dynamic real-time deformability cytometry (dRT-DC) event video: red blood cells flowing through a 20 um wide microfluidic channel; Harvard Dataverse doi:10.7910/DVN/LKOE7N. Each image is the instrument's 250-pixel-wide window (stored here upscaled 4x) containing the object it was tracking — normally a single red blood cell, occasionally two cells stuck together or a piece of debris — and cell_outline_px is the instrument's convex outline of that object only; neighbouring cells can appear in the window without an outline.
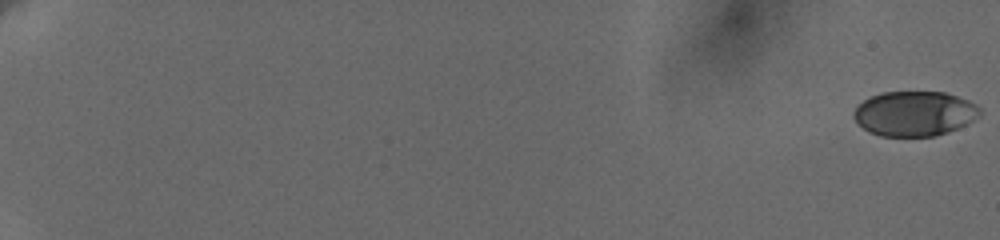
{"species": "human", "species_latin": "Homo sapiens", "temperature_condition": "cold", "stored_images_in_passage": 42, "camera_frame_rate_fps": 3000, "um_per_image_px": 0.085, "donor": {"sex": "female"}, "frame": {"image": 1, "passage_image": 1, "time_ms": 0.0, "image_size_px": [1000, 240], "cell_outline_px": [[980, 116], [948, 132], [936, 136], [880, 136], [868, 132], [852, 116], [852, 112], [864, 100], [872, 96], [884, 92], [944, 92], [968, 100], [976, 104], [980, 108]], "centroid_in_image_um": [77.72, 9.66], "position_along_channel_um": 7.3, "area_um2": 32.77}}
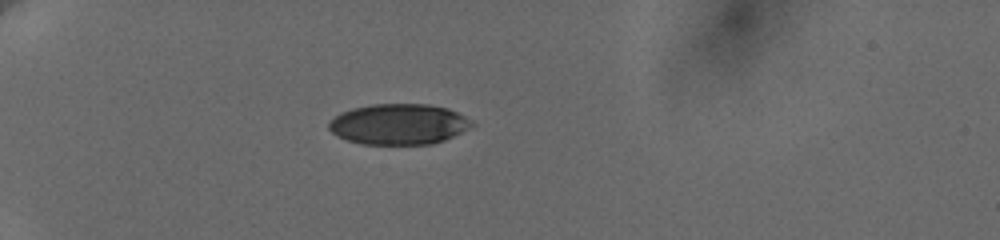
{"frame": {"image": 2, "passage_image": 29, "time_ms": 6.667, "image_size_px": [1000, 240], "cell_outline_px": [[476, 124], [444, 140], [432, 144], [360, 144], [336, 136], [328, 128], [328, 124], [340, 112], [352, 108], [372, 104], [428, 104], [448, 108], [472, 120]], "centroid_in_image_um": [33.88, 10.55], "position_along_channel_um": 51.1, "area_um2": 33.87}}
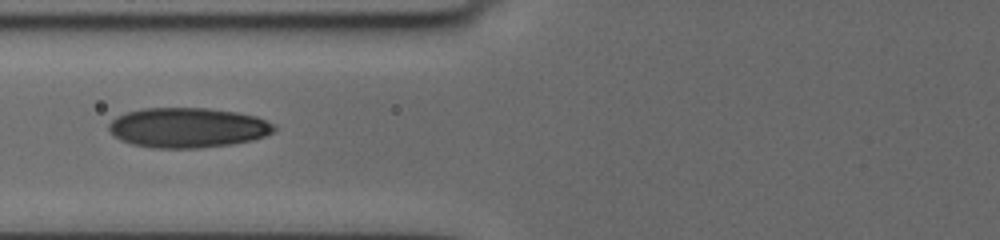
{"frame": {"image": 3, "passage_image": 41, "time_ms": 9.333, "image_size_px": [1000, 240], "cell_outline_px": [[276, 128], [272, 132], [264, 136], [252, 140], [232, 144], [200, 148], [152, 148], [132, 144], [120, 140], [108, 128], [108, 124], [116, 116], [128, 112], [144, 108], [208, 108], [236, 112], [256, 116], [272, 124]], "centroid_in_image_um": [15.94, 10.85], "position_along_channel_um": 109.9, "area_um2": 38.38}}